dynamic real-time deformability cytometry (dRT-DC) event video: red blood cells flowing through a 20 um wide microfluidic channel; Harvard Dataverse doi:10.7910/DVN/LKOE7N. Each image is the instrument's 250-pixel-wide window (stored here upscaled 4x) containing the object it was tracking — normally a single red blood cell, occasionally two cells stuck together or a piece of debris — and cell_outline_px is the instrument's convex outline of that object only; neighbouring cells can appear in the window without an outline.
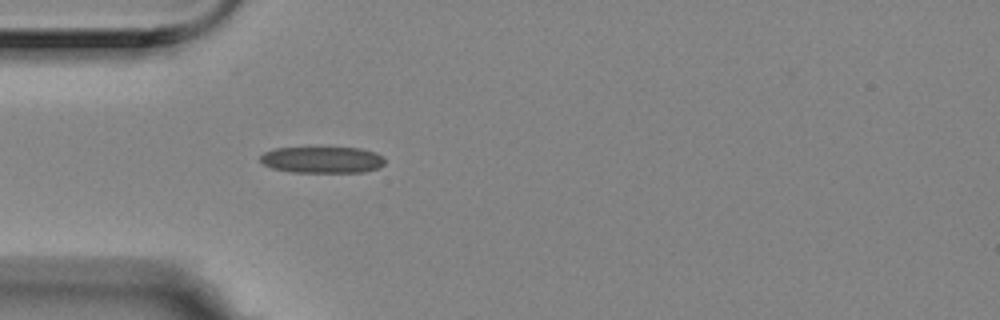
{"species": "Egyptian fruit bat (a non-hibernating species)", "species_latin": "Rousettus aegyptiacus", "temperature_condition": "room temperature", "stored_images_in_passage": 1, "camera_frame_rate_fps": 3000, "um_per_image_px": 0.085, "animal": {"sex": "female"}, "frame": {"image": 1, "passage_image": 1, "time_ms": 0.0, "image_size_px": [1000, 320], "cell_outline_px": [[384, 164], [380, 168], [364, 172], [292, 172], [272, 168], [264, 164], [260, 160], [260, 156], [264, 152], [276, 148], [360, 148], [376, 152], [384, 156]], "centroid_in_image_um": [27.43, 13.59], "position_along_channel_um": 57.6, "area_um2": 19.25}}